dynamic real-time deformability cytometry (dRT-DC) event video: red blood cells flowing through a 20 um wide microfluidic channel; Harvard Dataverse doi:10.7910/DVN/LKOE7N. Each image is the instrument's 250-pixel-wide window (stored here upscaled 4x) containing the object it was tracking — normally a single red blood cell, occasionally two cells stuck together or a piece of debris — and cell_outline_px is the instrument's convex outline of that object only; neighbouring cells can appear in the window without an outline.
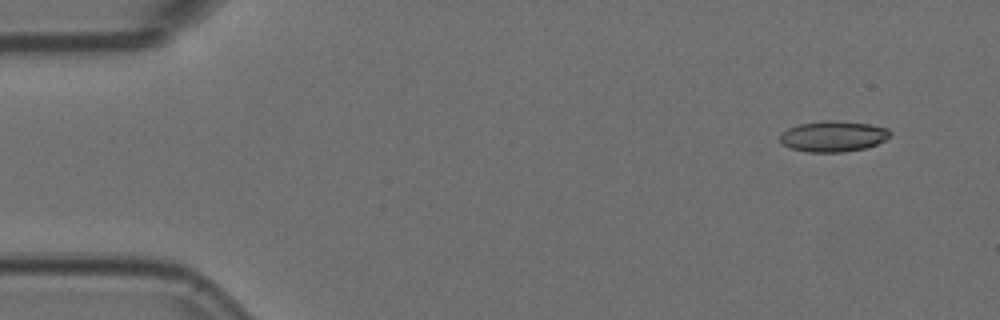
{"species": "Egyptian fruit bat (a non-hibernating species)", "species_latin": "Rousettus aegyptiacus", "temperature_condition": "room temperature", "stored_images_in_passage": 4, "camera_frame_rate_fps": 3000, "um_per_image_px": 0.085, "animal": {"sex": "female"}, "frame": {"image": 1, "passage_image": 1, "time_ms": 0.0, "image_size_px": [1000, 320], "cell_outline_px": [[892, 136], [868, 148], [844, 152], [808, 152], [792, 148], [784, 144], [780, 140], [780, 136], [788, 128], [800, 124], [824, 120], [836, 120], [868, 124], [888, 128], [892, 132]], "centroid_in_image_um": [70.88, 11.58], "position_along_channel_um": 14.1, "area_um2": 19.77}}